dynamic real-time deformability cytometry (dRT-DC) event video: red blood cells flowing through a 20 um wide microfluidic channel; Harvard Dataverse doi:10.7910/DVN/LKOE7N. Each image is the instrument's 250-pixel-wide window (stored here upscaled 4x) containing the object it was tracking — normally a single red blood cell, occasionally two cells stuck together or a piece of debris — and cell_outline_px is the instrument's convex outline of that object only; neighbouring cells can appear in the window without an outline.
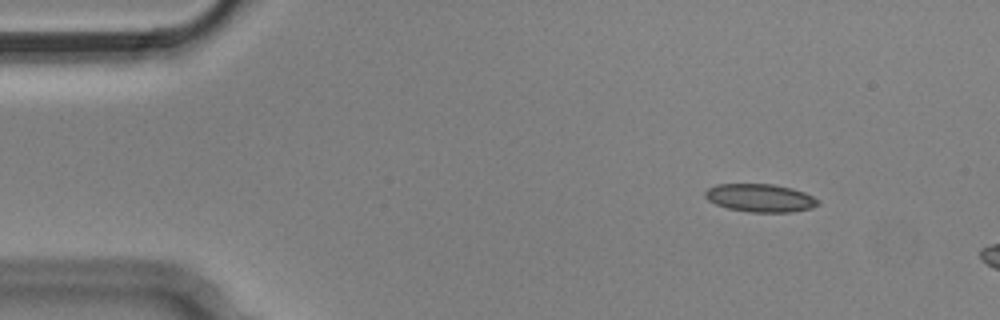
{"species": "Egyptian fruit bat (a non-hibernating species)", "species_latin": "Rousettus aegyptiacus", "temperature_condition": "cold", "stored_images_in_passage": 4, "camera_frame_rate_fps": 3000, "um_per_image_px": 0.085, "animal": {"sex": "male"}, "frame": {"image": 1, "passage_image": 2, "time_ms": 0.333, "image_size_px": [1000, 320], "cell_outline_px": [[820, 204], [812, 208], [792, 212], [748, 212], [728, 208], [716, 204], [708, 200], [704, 196], [704, 192], [708, 188], [716, 184], [772, 184], [792, 188], [804, 192], [820, 200]], "centroid_in_image_um": [64.63, 16.82], "position_along_channel_um": 20.4, "area_um2": 18.55}}